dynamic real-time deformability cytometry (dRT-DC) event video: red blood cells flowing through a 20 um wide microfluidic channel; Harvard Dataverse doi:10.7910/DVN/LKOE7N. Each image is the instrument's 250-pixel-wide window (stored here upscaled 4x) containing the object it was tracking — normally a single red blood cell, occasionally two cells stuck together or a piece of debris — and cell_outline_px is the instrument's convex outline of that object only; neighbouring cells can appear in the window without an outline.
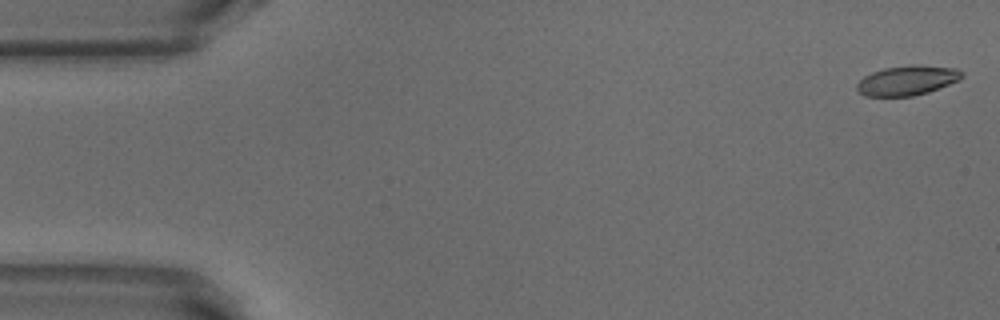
{"species": "common noctule bat (a hibernating species)", "species_latin": "Nyctalus noctula", "temperature_condition": "warm", "stored_images_in_passage": 52, "camera_frame_rate_fps": 3000, "um_per_image_px": 0.085, "animal": {"sex": "male", "body_mass_g": 18.8}, "frame": {"image": 1, "passage_image": 1, "time_ms": 0.0, "image_size_px": [1000, 320], "cell_outline_px": [[964, 76], [960, 80], [928, 92], [912, 96], [864, 96], [856, 88], [856, 84], [864, 76], [872, 72], [884, 68], [912, 64], [920, 64], [956, 68], [964, 72]], "centroid_in_image_um": [77.14, 6.82], "position_along_channel_um": 7.9, "area_um2": 18.38}}
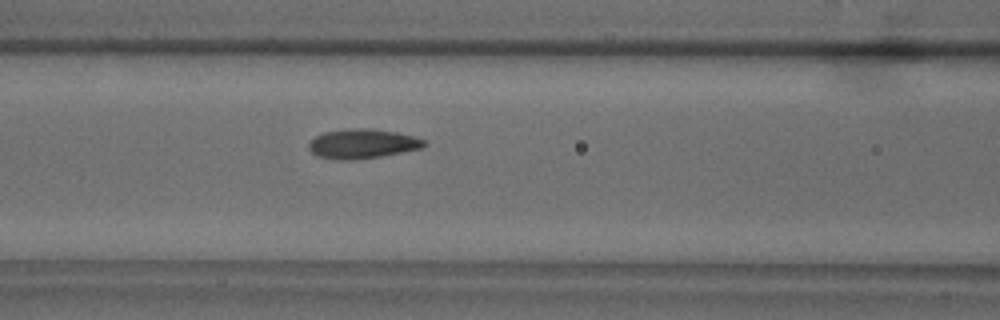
{"frame": {"image": 2, "passage_image": 21, "time_ms": 6.667, "image_size_px": [1000, 320], "cell_outline_px": [[428, 144], [424, 148], [380, 156], [356, 160], [336, 160], [316, 156], [308, 148], [308, 144], [316, 136], [324, 132], [348, 128], [372, 128], [396, 132], [416, 136], [424, 140]], "centroid_in_image_um": [30.83, 12.22], "position_along_channel_um": 135.8, "area_um2": 20.11}}
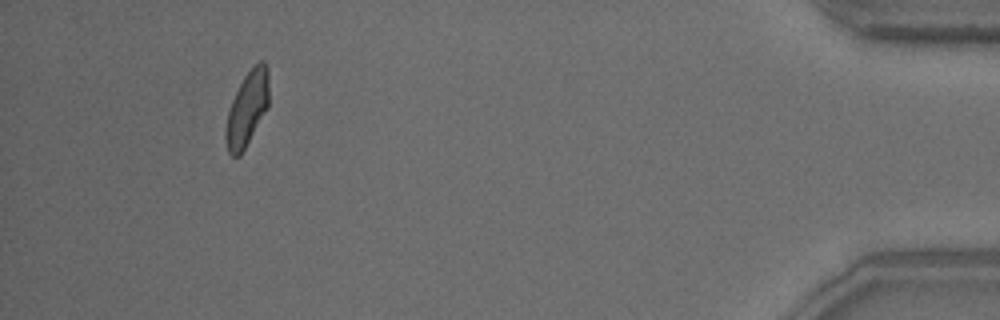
{"frame": {"image": 3, "passage_image": 48, "time_ms": 15.667, "image_size_px": [1000, 320], "cell_outline_px": [[268, 108], [240, 156], [232, 156], [228, 152], [224, 136], [224, 132], [228, 112], [232, 100], [244, 76], [260, 60], [264, 60], [268, 68]], "centroid_in_image_um": [21.0, 9.25], "position_along_channel_um": 414.2, "area_um2": 18.67}, "authors_computed_cell_mechanics": {"area_um2": 18.9295, "velocity_mm_per_s": 3.8511, "shape_relaxation_time_tau1_ms": 5.7652, "shape_relaxation_time_tau2_ms": 1.542, "deformation_change_tau1": 0.1557, "deformation_change_tau2": 0.079}}